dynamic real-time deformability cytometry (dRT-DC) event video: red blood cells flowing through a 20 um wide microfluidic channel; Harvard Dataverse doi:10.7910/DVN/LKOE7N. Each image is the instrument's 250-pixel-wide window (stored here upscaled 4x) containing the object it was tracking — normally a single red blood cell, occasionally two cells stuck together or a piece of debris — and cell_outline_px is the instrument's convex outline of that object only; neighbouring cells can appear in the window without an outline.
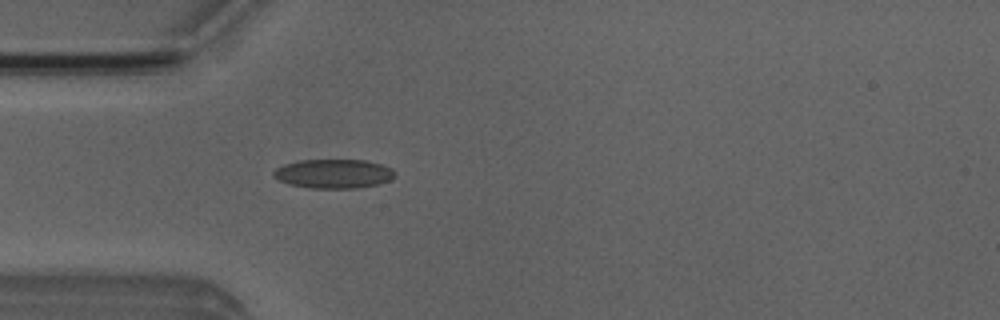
{"species": "Egyptian fruit bat (a non-hibernating species)", "species_latin": "Rousettus aegyptiacus", "temperature_condition": "room temperature", "stored_images_in_passage": 4, "camera_frame_rate_fps": 3000, "um_per_image_px": 0.085, "animal": {"sex": "male"}, "frame": {"image": 1, "passage_image": 4, "time_ms": 3.667, "image_size_px": [1000, 320], "cell_outline_px": [[396, 176], [380, 184], [356, 188], [308, 188], [288, 184], [272, 176], [272, 172], [276, 168], [284, 164], [300, 160], [364, 160], [380, 164], [392, 168], [396, 172]], "centroid_in_image_um": [28.35, 14.77], "position_along_channel_um": 56.6, "area_um2": 20.69}}